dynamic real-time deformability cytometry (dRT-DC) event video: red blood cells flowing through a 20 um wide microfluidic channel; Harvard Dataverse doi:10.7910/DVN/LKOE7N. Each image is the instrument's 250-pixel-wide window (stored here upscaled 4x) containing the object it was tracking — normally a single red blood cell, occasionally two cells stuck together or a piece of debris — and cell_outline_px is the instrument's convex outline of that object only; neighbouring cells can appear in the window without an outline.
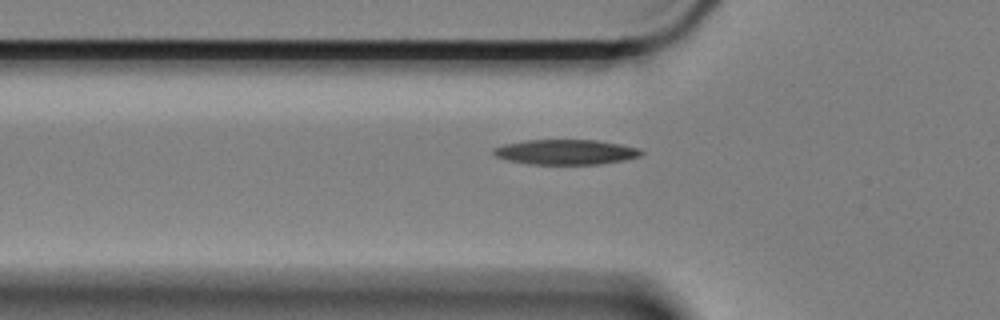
{"species": "Egyptian fruit bat (a non-hibernating species)", "species_latin": "Rousettus aegyptiacus", "temperature_condition": "cold", "stored_images_in_passage": 26, "camera_frame_rate_fps": 3000, "um_per_image_px": 0.085, "animal": {"sex": "female"}, "frame": {"image": 1, "passage_image": 2, "time_ms": 0.333, "image_size_px": [1000, 320], "cell_outline_px": [[644, 152], [640, 156], [624, 160], [600, 164], [528, 164], [508, 160], [496, 156], [492, 152], [492, 148], [504, 144], [524, 140], [596, 140], [620, 144], [640, 148]], "centroid_in_image_um": [48.08, 12.92], "position_along_channel_um": 77.7, "area_um2": 21.62}}
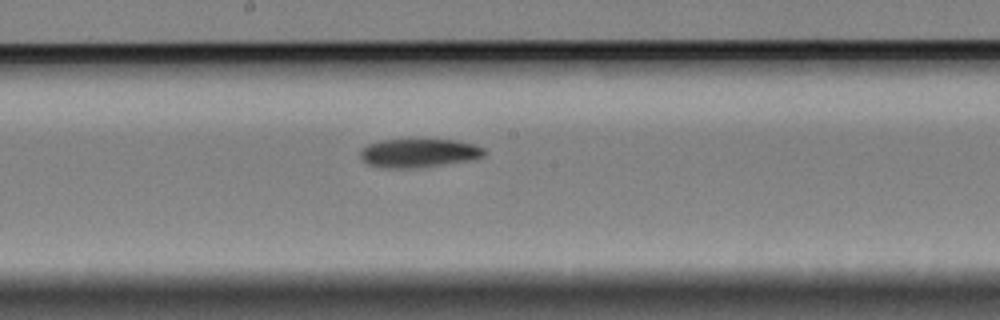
{"frame": {"image": 2, "passage_image": 14, "time_ms": 4.333, "image_size_px": [1000, 320], "cell_outline_px": [[488, 152], [484, 156], [468, 160], [416, 168], [384, 168], [368, 164], [360, 160], [360, 148], [368, 144], [380, 140], [412, 136], [456, 140], [476, 144], [484, 148]], "centroid_in_image_um": [35.56, 12.94], "position_along_channel_um": 212.6, "area_um2": 21.91}}
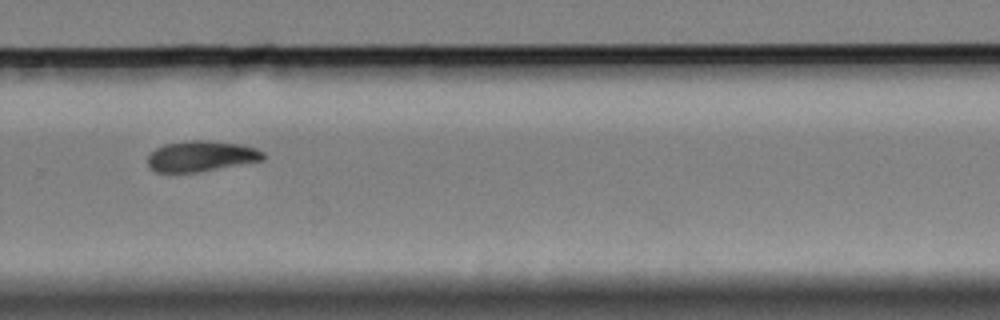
{"frame": {"image": 3, "passage_image": 23, "time_ms": 7.333, "image_size_px": [1000, 320], "cell_outline_px": [[268, 156], [264, 160], [200, 172], [156, 172], [148, 164], [148, 156], [156, 148], [164, 144], [184, 140], [208, 140], [244, 144], [256, 148], [264, 152]], "centroid_in_image_um": [17.16, 13.26], "position_along_channel_um": 312.6, "area_um2": 20.98}}